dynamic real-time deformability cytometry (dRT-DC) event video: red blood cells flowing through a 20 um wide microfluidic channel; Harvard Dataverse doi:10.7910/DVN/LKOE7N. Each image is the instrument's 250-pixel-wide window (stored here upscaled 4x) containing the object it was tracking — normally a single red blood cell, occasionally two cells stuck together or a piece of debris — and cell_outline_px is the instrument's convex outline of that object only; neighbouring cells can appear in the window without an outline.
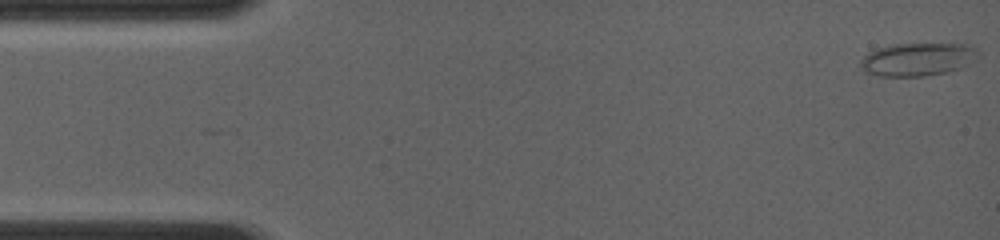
{"species": "common noctule bat (a hibernating species)", "species_latin": "Nyctalus noctula", "temperature_condition": "room temperature", "stored_images_in_passage": 9, "camera_frame_rate_fps": 4000, "um_per_image_px": 0.085, "animal": {"sex": "female", "body_mass_g": 19.0, "forearm_length_mm": 56.7}, "frame": {"image": 1, "passage_image": 1, "time_ms": 0.0, "image_size_px": [1000, 240], "cell_outline_px": [[980, 56], [976, 60], [960, 68], [948, 72], [924, 76], [876, 76], [864, 72], [860, 68], [860, 60], [868, 52], [892, 44], [968, 44], [976, 48], [980, 52]], "centroid_in_image_um": [78.01, 5.05], "position_along_channel_um": 7.0, "area_um2": 22.95}}
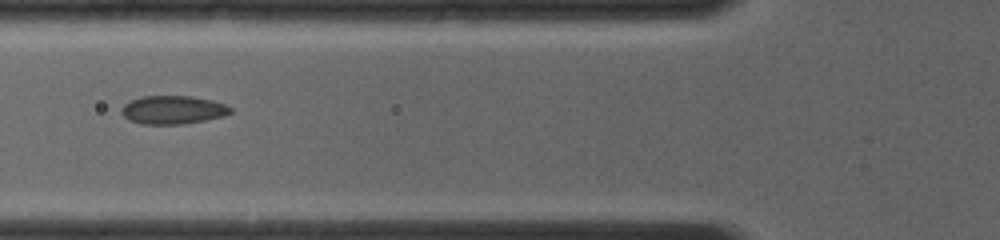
{"frame": {"image": 2, "passage_image": 7, "time_ms": 5.25, "image_size_px": [1000, 240], "cell_outline_px": [[232, 112], [224, 116], [204, 120], [180, 124], [140, 124], [128, 120], [120, 112], [120, 108], [124, 104], [140, 96], [192, 96], [212, 100], [224, 104], [232, 108]], "centroid_in_image_um": [14.67, 9.33], "position_along_channel_um": 111.1, "area_um2": 18.09}}
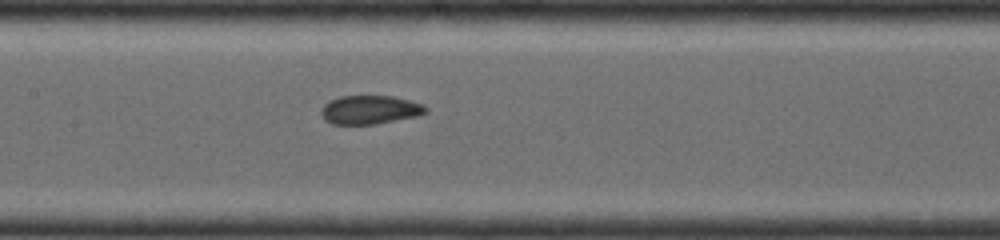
{"frame": {"image": 3, "passage_image": 9, "time_ms": 6.75, "image_size_px": [1000, 240], "cell_outline_px": [[428, 112], [416, 116], [376, 124], [332, 124], [324, 120], [320, 112], [324, 104], [328, 100], [340, 96], [392, 96], [424, 104], [428, 108]], "centroid_in_image_um": [31.43, 9.33], "position_along_channel_um": 176.0, "area_um2": 17.57}}